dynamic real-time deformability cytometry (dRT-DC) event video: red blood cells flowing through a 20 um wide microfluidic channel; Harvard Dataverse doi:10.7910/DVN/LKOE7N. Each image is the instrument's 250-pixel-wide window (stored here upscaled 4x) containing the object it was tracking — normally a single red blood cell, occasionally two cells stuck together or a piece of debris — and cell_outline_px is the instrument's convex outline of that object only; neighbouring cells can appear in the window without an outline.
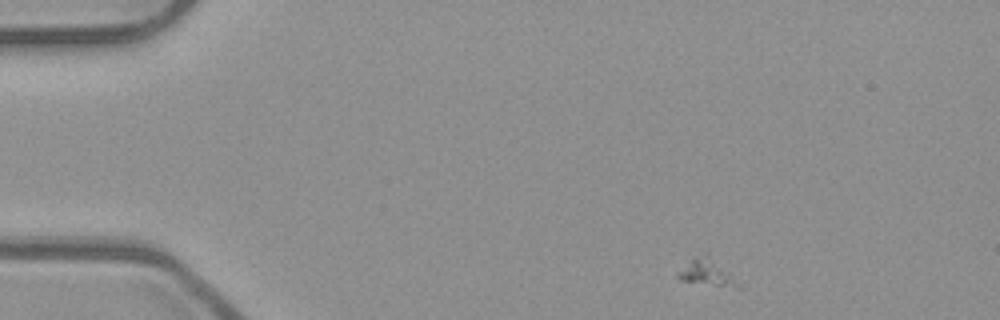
{"species": "common noctule bat (a hibernating species)", "species_latin": "Nyctalus noctula", "temperature_condition": "room temperature", "stored_images_in_passage": 43, "camera_frame_rate_fps": 3000, "um_per_image_px": 0.085, "animal": {"sex": "male", "body_mass_g": 23.1, "forearm_length_mm": 52.7}, "frame": {"image": 1, "passage_image": 1, "time_ms": 0.0, "image_size_px": [1000, 320], "cell_outline_px": [[744, 288], [736, 288], [680, 280], [676, 276], [676, 272], [692, 256], [704, 252], [708, 252], [744, 284]], "centroid_in_image_um": [60.16, 23.12], "position_along_channel_um": 24.8, "area_um2": 10.06}}
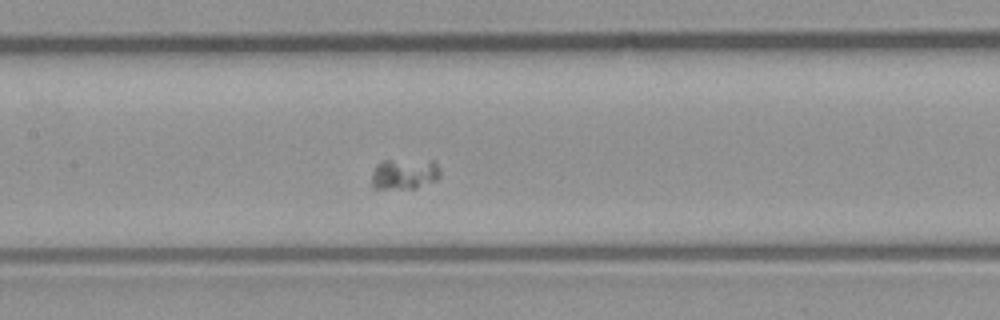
{"frame": {"image": 2, "passage_image": 19, "time_ms": 6.0, "image_size_px": [1000, 320], "cell_outline_px": [[440, 176], [436, 180], [416, 188], [372, 188], [372, 172], [376, 164], [384, 160], [432, 160], [440, 168]], "centroid_in_image_um": [34.38, 14.77], "position_along_channel_um": 173.0, "area_um2": 12.31}}
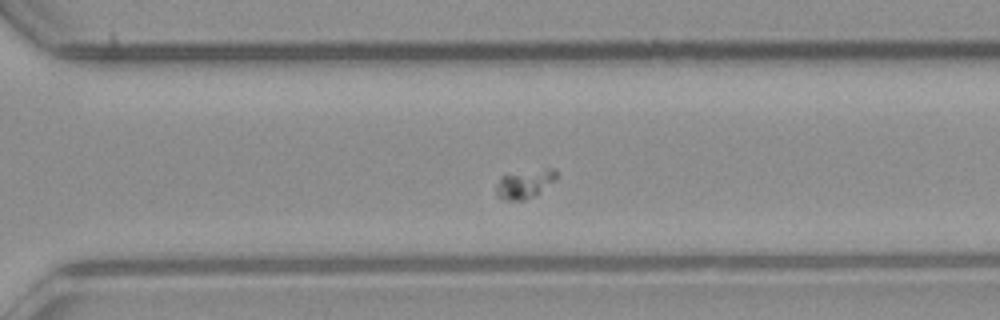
{"frame": {"image": 3, "passage_image": 31, "time_ms": 10.0, "image_size_px": [1000, 320], "cell_outline_px": [[556, 180], [536, 196], [524, 200], [504, 200], [496, 196], [496, 184], [500, 176], [548, 168], [556, 168]], "centroid_in_image_um": [44.6, 15.66], "position_along_channel_um": 326.0, "area_um2": 10.12}}